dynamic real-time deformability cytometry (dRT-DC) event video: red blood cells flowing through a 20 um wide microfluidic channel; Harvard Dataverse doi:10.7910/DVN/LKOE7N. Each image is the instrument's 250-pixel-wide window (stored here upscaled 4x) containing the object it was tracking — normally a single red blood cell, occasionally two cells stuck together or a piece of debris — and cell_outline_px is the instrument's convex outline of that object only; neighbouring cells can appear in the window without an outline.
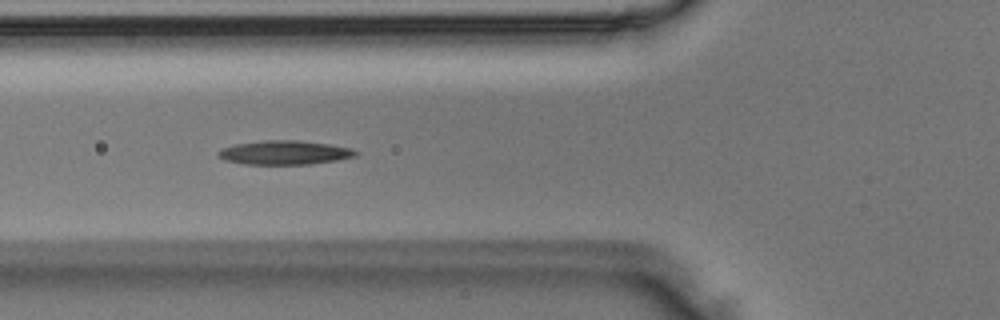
{"species": "Egyptian fruit bat (a non-hibernating species)", "species_latin": "Rousettus aegyptiacus", "temperature_condition": "room temperature", "stored_images_in_passage": 41, "camera_frame_rate_fps": 3000, "um_per_image_px": 0.085, "animal": {"sex": "male"}, "frame": {"image": 1, "passage_image": 9, "time_ms": 2.667, "image_size_px": [1000, 320], "cell_outline_px": [[360, 152], [356, 156], [336, 160], [308, 164], [244, 164], [224, 160], [216, 156], [216, 152], [220, 148], [236, 144], [264, 140], [296, 140], [328, 144], [352, 148]], "centroid_in_image_um": [24.15, 12.97], "position_along_channel_um": 101.7, "area_um2": 19.31}}
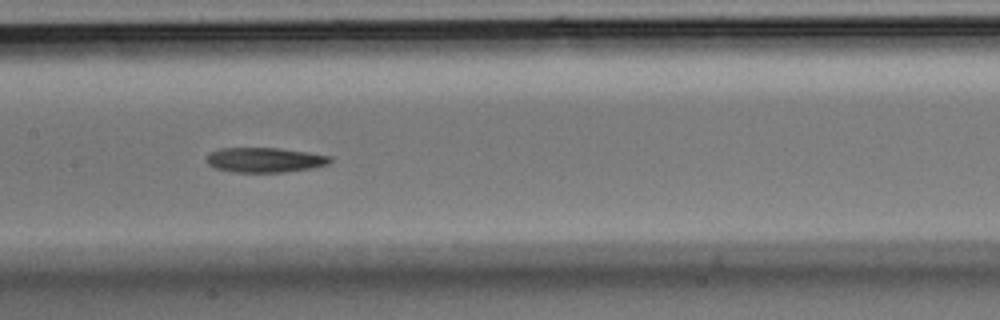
{"frame": {"image": 2, "passage_image": 15, "time_ms": 4.667, "image_size_px": [1000, 320], "cell_outline_px": [[332, 160], [328, 164], [312, 168], [288, 172], [232, 172], [216, 168], [208, 164], [204, 160], [208, 152], [220, 148], [280, 148], [308, 152], [332, 156]], "centroid_in_image_um": [22.49, 13.59], "position_along_channel_um": 184.9, "area_um2": 18.15}}
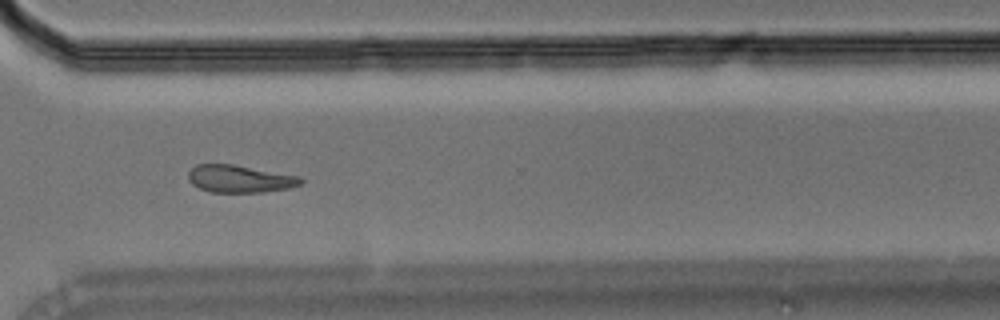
{"frame": {"image": 3, "passage_image": 27, "time_ms": 8.667, "image_size_px": [1000, 320], "cell_outline_px": [[304, 180], [300, 184], [288, 188], [264, 192], [212, 192], [200, 188], [192, 184], [188, 180], [188, 172], [196, 164], [232, 164], [300, 176]], "centroid_in_image_um": [20.37, 15.2], "position_along_channel_um": 350.2, "area_um2": 17.92}}